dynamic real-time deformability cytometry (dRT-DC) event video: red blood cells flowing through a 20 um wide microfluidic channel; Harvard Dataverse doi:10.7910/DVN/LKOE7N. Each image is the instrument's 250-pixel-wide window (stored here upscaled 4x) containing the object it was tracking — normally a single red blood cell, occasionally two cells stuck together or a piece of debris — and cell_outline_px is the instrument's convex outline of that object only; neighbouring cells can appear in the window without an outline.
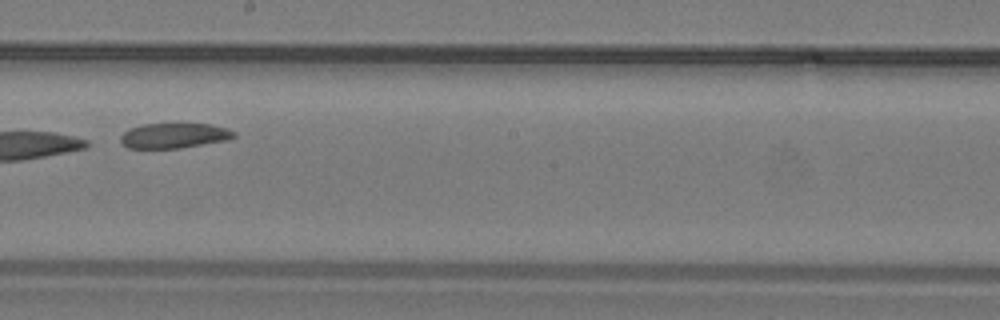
{"species": "common noctule bat (a hibernating species)", "species_latin": "Nyctalus noctula", "temperature_condition": "warm", "stored_images_in_passage": 22, "camera_frame_rate_fps": 3000, "um_per_image_px": 0.085, "animal": {"sex": "male", "body_mass_g": 19.2, "forearm_length_mm": 51.8}, "frame": {"image": 1, "passage_image": 12, "time_ms": 3.667, "image_size_px": [1000, 320], "cell_outline_px": [[236, 136], [228, 140], [180, 148], [128, 148], [120, 140], [120, 136], [128, 128], [144, 124], [212, 124], [228, 128], [236, 132]], "centroid_in_image_um": [14.83, 11.52], "position_along_channel_um": 233.4, "area_um2": 16.65}}